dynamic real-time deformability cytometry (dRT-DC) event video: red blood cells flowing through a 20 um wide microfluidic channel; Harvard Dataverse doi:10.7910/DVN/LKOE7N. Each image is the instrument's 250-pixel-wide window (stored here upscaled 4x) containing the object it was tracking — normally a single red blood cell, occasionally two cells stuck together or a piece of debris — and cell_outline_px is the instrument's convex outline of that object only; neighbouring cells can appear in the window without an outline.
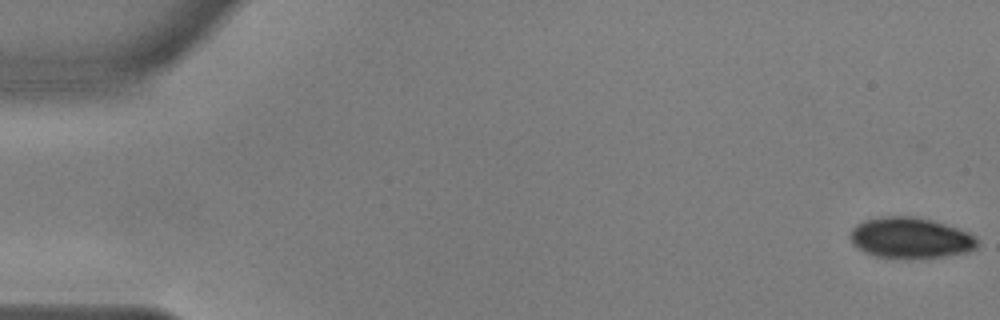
{"species": "common noctule bat (a hibernating species)", "species_latin": "Nyctalus noctula", "temperature_condition": "warm", "stored_images_in_passage": 55, "camera_frame_rate_fps": 3000, "um_per_image_px": 0.085, "animal": {"sex": "male", "body_mass_g": 17.9, "forearm_length_mm": 54.2}, "frame": {"image": 1, "passage_image": 1, "time_ms": 0.0, "image_size_px": [1000, 320], "cell_outline_px": [[980, 244], [976, 248], [968, 252], [944, 256], [876, 256], [864, 252], [852, 244], [848, 236], [852, 228], [856, 224], [864, 220], [888, 216], [916, 216], [932, 220], [960, 228], [976, 236], [980, 240]], "centroid_in_image_um": [77.41, 20.18], "position_along_channel_um": 7.6, "area_um2": 30.06}}
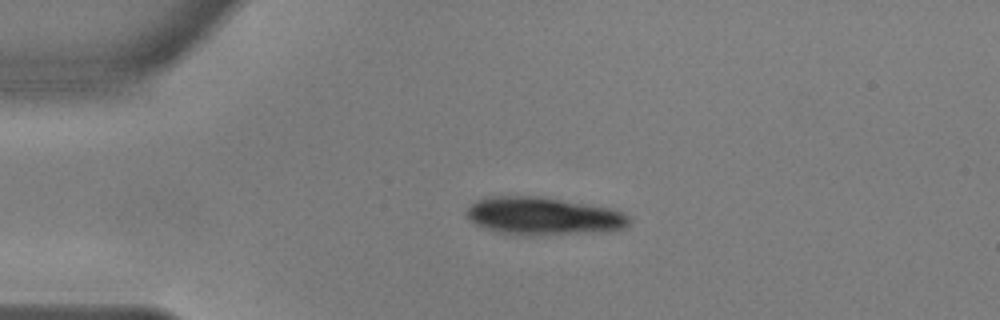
{"frame": {"image": 2, "passage_image": 13, "time_ms": 4.0, "image_size_px": [1000, 320], "cell_outline_px": [[632, 220], [624, 228], [608, 232], [528, 236], [496, 232], [484, 228], [468, 220], [464, 212], [476, 200], [484, 196], [540, 196], [612, 208], [624, 212]], "centroid_in_image_um": [46.18, 18.38], "position_along_channel_um": 38.8, "area_um2": 36.59}}